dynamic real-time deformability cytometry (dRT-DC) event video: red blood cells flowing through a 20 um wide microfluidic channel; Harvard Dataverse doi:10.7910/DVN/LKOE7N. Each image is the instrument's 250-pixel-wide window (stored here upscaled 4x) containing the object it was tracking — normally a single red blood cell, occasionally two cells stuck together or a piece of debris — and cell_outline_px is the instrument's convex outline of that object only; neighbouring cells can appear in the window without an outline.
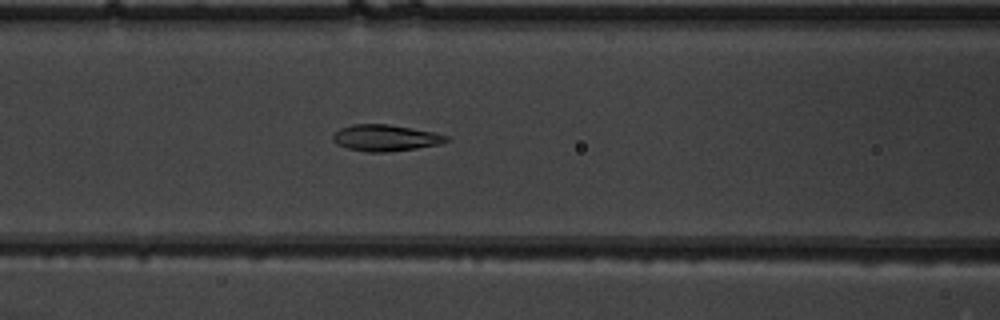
{"species": "common noctule bat (a hibernating species)", "species_latin": "Nyctalus noctula", "temperature_condition": "warm", "stored_images_in_passage": 49, "camera_frame_rate_fps": 3000, "um_per_image_px": 0.085, "animal": {"sex": "male", "body_mass_g": 19.5, "forearm_length_mm": 54.6}, "frame": {"image": 1, "passage_image": 19, "time_ms": 6.0, "image_size_px": [1000, 320], "cell_outline_px": [[452, 140], [440, 144], [416, 148], [388, 152], [368, 152], [348, 148], [336, 144], [332, 140], [332, 136], [340, 128], [352, 124], [388, 124], [432, 132], [448, 136]], "centroid_in_image_um": [32.76, 11.72], "position_along_channel_um": 133.8, "area_um2": 17.4}}
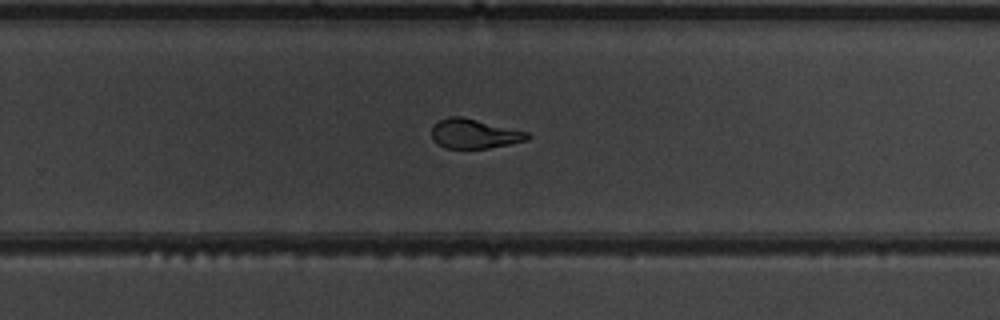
{"frame": {"image": 2, "passage_image": 31, "time_ms": 10.0, "image_size_px": [1000, 320], "cell_outline_px": [[532, 136], [528, 140], [488, 148], [444, 148], [432, 140], [432, 124], [448, 116], [464, 116], [528, 132]], "centroid_in_image_um": [40.3, 11.35], "position_along_channel_um": 289.5, "area_um2": 16.65}}
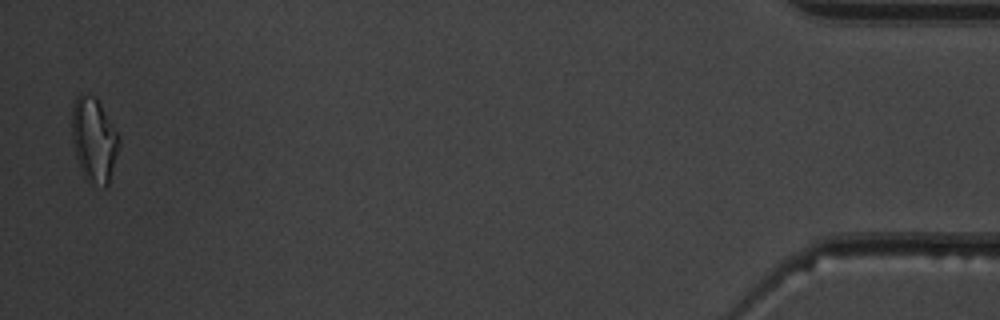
{"frame": {"image": 3, "passage_image": 48, "time_ms": 15.667, "image_size_px": [1000, 320], "cell_outline_px": [[120, 144], [108, 184], [104, 188], [88, 184], [80, 168], [72, 144], [72, 104], [76, 96], [80, 92], [88, 92], [96, 96], [120, 136]], "centroid_in_image_um": [7.98, 11.86], "position_along_channel_um": 427.2, "area_um2": 23.81}, "authors_computed_cell_mechanics": {"area_um2": 17.9758, "velocity_mm_per_s": 3.9038, "shape_relaxation_time_tau1_ms": 4.4793, "shape_relaxation_time_tau2_ms": 1.71, "deformation_change_tau1": 0.1813, "deformation_change_tau2": 0.0703}}